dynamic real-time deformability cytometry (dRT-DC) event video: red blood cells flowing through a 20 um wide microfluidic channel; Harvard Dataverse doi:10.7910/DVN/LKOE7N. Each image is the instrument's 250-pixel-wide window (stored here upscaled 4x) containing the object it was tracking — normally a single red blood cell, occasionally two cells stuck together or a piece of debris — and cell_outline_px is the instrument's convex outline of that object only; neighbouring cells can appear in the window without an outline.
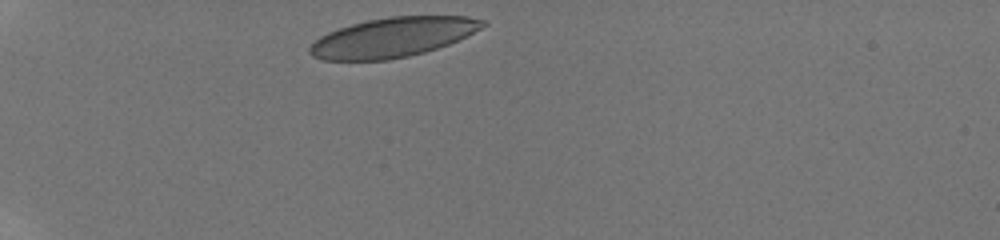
{"species": "human", "species_latin": "Homo sapiens", "temperature_condition": "room temperature", "stored_images_in_passage": 5, "camera_frame_rate_fps": 3000, "um_per_image_px": 0.085, "donor": {"sex": "male"}, "frame": {"image": 1, "passage_image": 1, "time_ms": 0.0, "image_size_px": [1000, 240], "cell_outline_px": [[488, 24], [448, 44], [424, 52], [408, 56], [388, 60], [324, 60], [312, 56], [308, 52], [308, 48], [320, 36], [328, 32], [352, 24], [368, 20], [388, 16], [468, 16], [488, 20]], "centroid_in_image_um": [33.38, 3.16], "position_along_channel_um": 51.6, "area_um2": 39.65}}
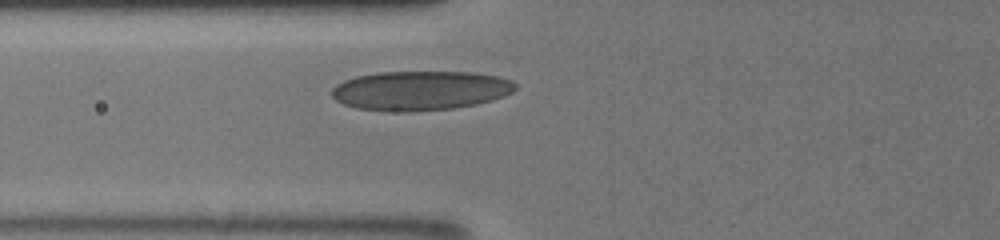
{"frame": {"image": 2, "passage_image": 5, "time_ms": 2.0, "image_size_px": [1000, 240], "cell_outline_px": [[516, 88], [512, 92], [504, 96], [492, 100], [476, 104], [456, 108], [412, 112], [404, 112], [356, 108], [344, 104], [336, 100], [332, 96], [332, 88], [336, 84], [344, 80], [356, 76], [376, 72], [472, 72], [496, 76], [512, 80], [516, 84]], "centroid_in_image_um": [35.73, 7.7], "position_along_channel_um": 90.1, "area_um2": 42.31}}